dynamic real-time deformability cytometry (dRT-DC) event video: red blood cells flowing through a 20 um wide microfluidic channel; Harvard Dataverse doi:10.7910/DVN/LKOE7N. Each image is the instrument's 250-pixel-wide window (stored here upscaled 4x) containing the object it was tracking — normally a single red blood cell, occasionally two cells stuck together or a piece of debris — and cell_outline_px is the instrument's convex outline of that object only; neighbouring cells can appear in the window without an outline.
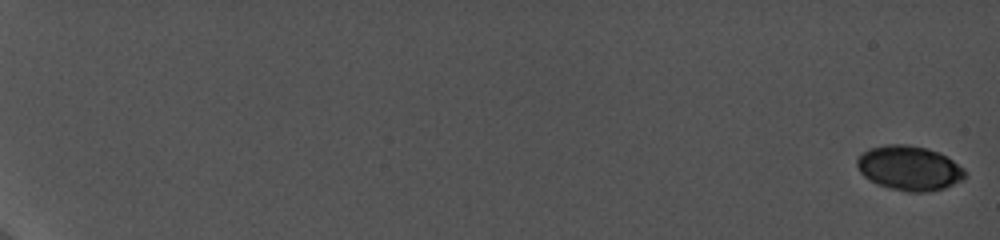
{"species": "common noctule bat (a hibernating species)", "species_latin": "Nyctalus noctula", "temperature_condition": "cold", "stored_images_in_passage": 28, "camera_frame_rate_fps": 5000, "um_per_image_px": 0.085, "animal": {"sex": "female", "body_mass_g": 19.0, "forearm_length_mm": 56.7}, "frame": {"image": 1, "passage_image": 1, "time_ms": 0.0, "image_size_px": [1000, 240], "cell_outline_px": [[964, 180], [944, 188], [928, 192], [908, 192], [888, 188], [876, 184], [868, 180], [860, 172], [856, 164], [856, 160], [864, 152], [872, 148], [888, 144], [908, 144], [940, 152], [964, 168]], "centroid_in_image_um": [77.28, 14.3], "position_along_channel_um": 7.7, "area_um2": 28.09}}
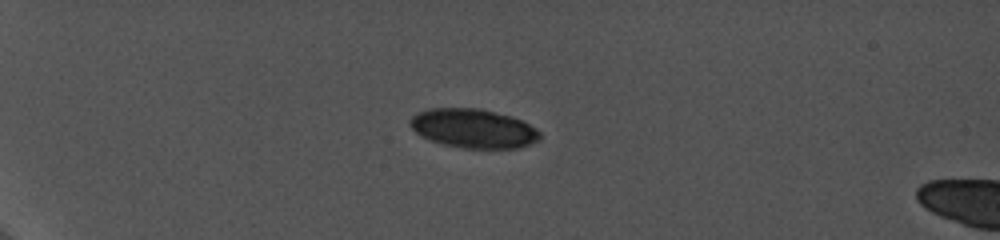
{"frame": {"image": 2, "passage_image": 20, "time_ms": 6.2, "image_size_px": [1000, 240], "cell_outline_px": [[540, 140], [520, 148], [464, 148], [444, 144], [420, 136], [408, 124], [408, 120], [412, 116], [428, 108], [480, 108], [512, 116], [536, 128], [540, 132]], "centroid_in_image_um": [40.24, 10.91], "position_along_channel_um": 44.8, "area_um2": 29.59}}